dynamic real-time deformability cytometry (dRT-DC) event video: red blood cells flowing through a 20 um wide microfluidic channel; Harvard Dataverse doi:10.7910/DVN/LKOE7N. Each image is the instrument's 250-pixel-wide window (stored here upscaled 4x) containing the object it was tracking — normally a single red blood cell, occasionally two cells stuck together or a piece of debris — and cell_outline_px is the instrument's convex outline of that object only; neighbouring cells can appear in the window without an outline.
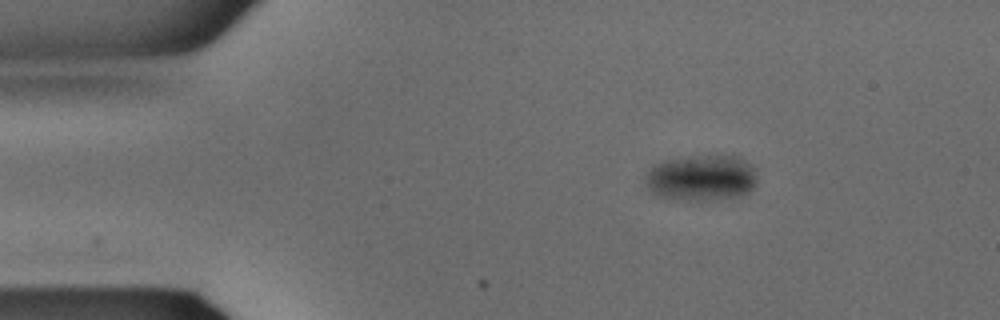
{"species": "common noctule bat (a hibernating species)", "species_latin": "Nyctalus noctula", "temperature_condition": "warm", "stored_images_in_passage": 31, "camera_frame_rate_fps": 3000, "um_per_image_px": 0.085, "animal": {"sex": "male", "body_mass_g": 15.6}, "frame": {"image": 1, "passage_image": 1, "time_ms": 0.0, "image_size_px": [1000, 320], "cell_outline_px": [[756, 184], [748, 192], [736, 196], [712, 200], [688, 200], [656, 196], [644, 184], [644, 176], [656, 164], [664, 160], [680, 156], [740, 156], [752, 164], [756, 168]], "centroid_in_image_um": [59.62, 15.1], "position_along_channel_um": 25.4, "area_um2": 30.29}}
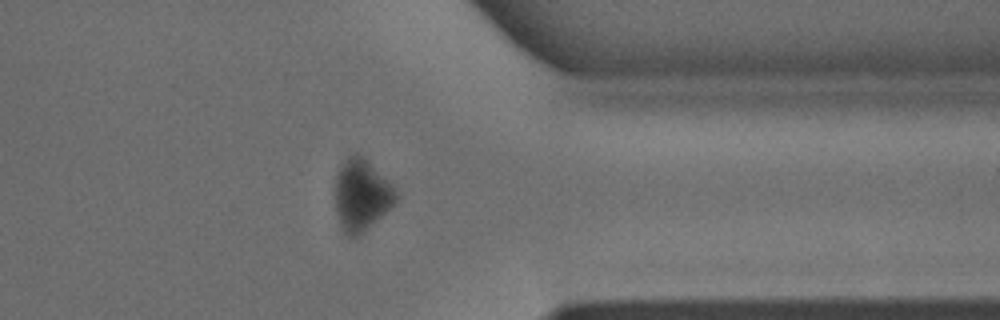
{"frame": {"image": 2, "passage_image": 24, "time_ms": 7.667, "image_size_px": [1000, 320], "cell_outline_px": [[400, 196], [396, 204], [360, 236], [352, 240], [344, 232], [340, 224], [336, 212], [332, 188], [336, 172], [340, 164], [352, 152], [356, 152], [364, 156], [396, 188]], "centroid_in_image_um": [30.71, 16.57], "position_along_channel_um": 380.7, "area_um2": 26.7}}
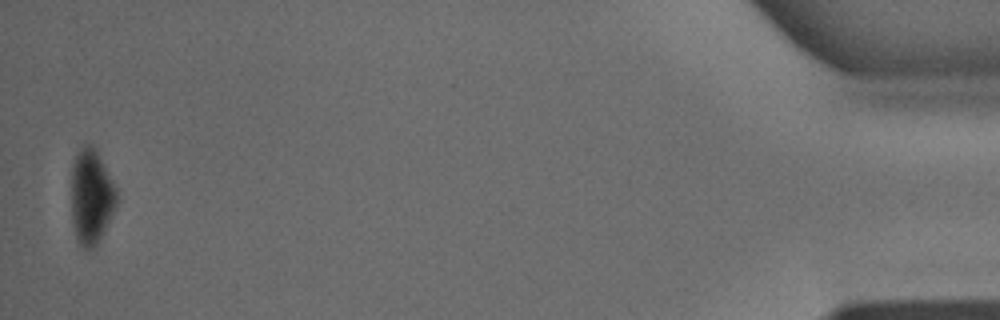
{"frame": {"image": 3, "passage_image": 31, "time_ms": 10.0, "image_size_px": [1000, 320], "cell_outline_px": [[116, 204], [104, 232], [96, 244], [92, 248], [80, 248], [72, 224], [72, 164], [80, 148], [84, 144], [92, 144], [96, 148], [116, 188]], "centroid_in_image_um": [7.74, 16.7], "position_along_channel_um": 427.5, "area_um2": 24.85}}